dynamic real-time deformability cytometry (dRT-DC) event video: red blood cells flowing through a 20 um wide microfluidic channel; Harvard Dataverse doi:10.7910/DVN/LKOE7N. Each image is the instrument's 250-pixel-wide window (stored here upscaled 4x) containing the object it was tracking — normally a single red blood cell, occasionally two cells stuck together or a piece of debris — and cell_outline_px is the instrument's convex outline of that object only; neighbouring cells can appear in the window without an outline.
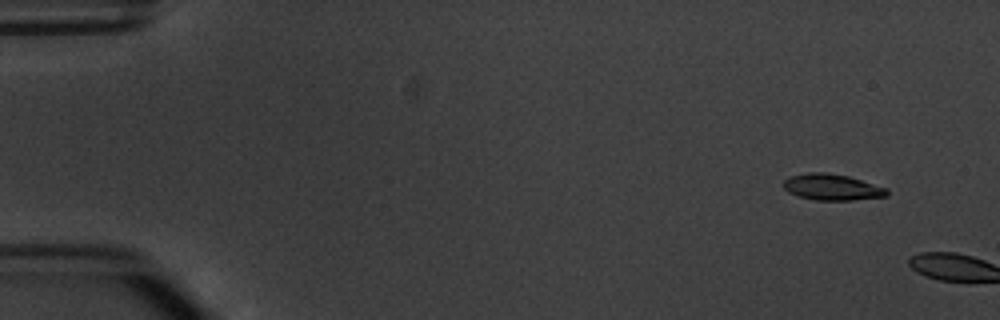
{"species": "common noctule bat (a hibernating species)", "species_latin": "Nyctalus noctula", "temperature_condition": "warm", "stored_images_in_passage": 3, "camera_frame_rate_fps": 3000, "um_per_image_px": 0.085, "animal": {"sex": "male", "body_mass_g": 20.1, "forearm_length_mm": 53.5}, "frame": {"image": 1, "passage_image": 2, "time_ms": 1.333, "image_size_px": [1000, 320], "cell_outline_px": [[888, 196], [852, 200], [816, 200], [800, 196], [788, 192], [784, 188], [784, 180], [792, 176], [808, 172], [824, 172], [848, 176], [888, 188]], "centroid_in_image_um": [70.75, 15.91], "position_along_channel_um": 14.2, "area_um2": 15.66}}